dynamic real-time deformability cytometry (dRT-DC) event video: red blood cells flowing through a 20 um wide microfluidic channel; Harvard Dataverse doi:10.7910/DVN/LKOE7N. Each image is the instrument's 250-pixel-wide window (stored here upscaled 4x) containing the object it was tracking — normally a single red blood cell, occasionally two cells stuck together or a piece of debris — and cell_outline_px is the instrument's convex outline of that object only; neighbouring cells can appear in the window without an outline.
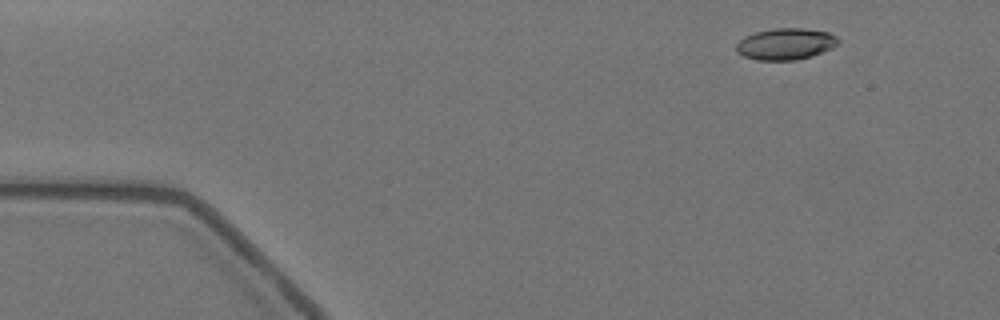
{"species": "Egyptian fruit bat (a non-hibernating species)", "species_latin": "Rousettus aegyptiacus", "temperature_condition": "warm", "stored_images_in_passage": 28, "camera_frame_rate_fps": 3000, "um_per_image_px": 0.085, "animal": {"sex": "female"}, "frame": {"image": 1, "passage_image": 6, "time_ms": 1.667, "image_size_px": [1000, 320], "cell_outline_px": [[840, 40], [832, 48], [812, 56], [796, 60], [756, 60], [744, 56], [736, 52], [736, 44], [744, 36], [756, 32], [772, 28], [804, 28], [828, 32], [836, 36]], "centroid_in_image_um": [66.76, 3.73], "position_along_channel_um": 18.2, "area_um2": 18.79}}
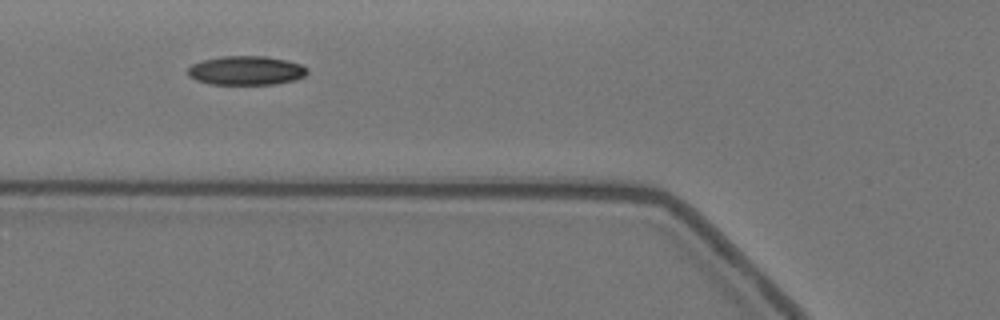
{"frame": {"image": 2, "passage_image": 21, "time_ms": 6.667, "image_size_px": [1000, 320], "cell_outline_px": [[304, 76], [292, 80], [272, 84], [212, 84], [200, 80], [192, 76], [188, 72], [188, 68], [204, 60], [224, 56], [264, 56], [284, 60], [300, 64], [304, 68]], "centroid_in_image_um": [20.92, 5.99], "position_along_channel_um": 104.9, "area_um2": 19.36}}
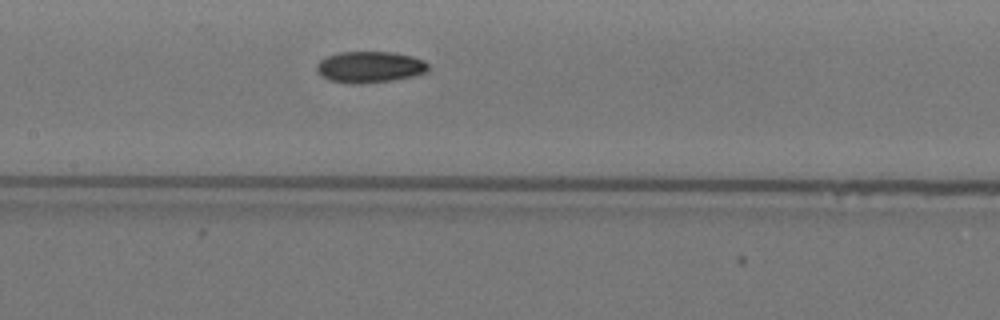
{"frame": {"image": 3, "passage_image": 27, "time_ms": 8.667, "image_size_px": [1000, 320], "cell_outline_px": [[428, 68], [424, 72], [392, 80], [360, 84], [348, 84], [332, 80], [324, 76], [320, 72], [320, 64], [328, 56], [340, 52], [388, 52], [412, 56], [428, 64]], "centroid_in_image_um": [31.46, 5.7], "position_along_channel_um": 175.9, "area_um2": 19.48}}